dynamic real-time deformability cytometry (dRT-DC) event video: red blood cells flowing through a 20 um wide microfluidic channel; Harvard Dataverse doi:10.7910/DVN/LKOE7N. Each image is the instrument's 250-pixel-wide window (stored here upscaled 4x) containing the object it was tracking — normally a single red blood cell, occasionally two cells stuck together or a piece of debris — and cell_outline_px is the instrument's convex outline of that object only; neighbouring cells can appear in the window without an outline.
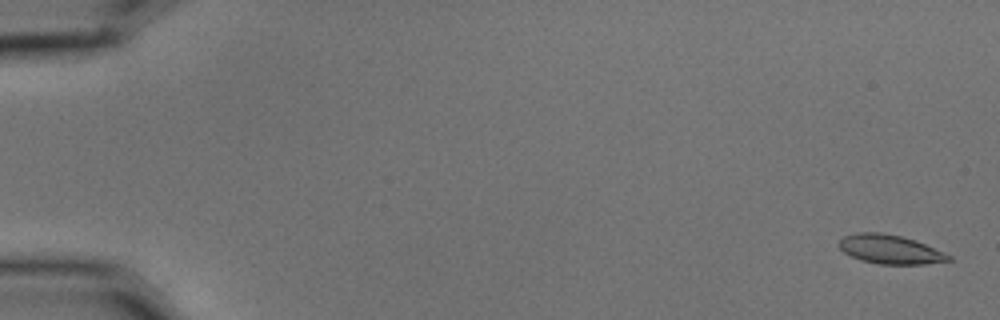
{"species": "common noctule bat (a hibernating species)", "species_latin": "Nyctalus noctula", "temperature_condition": "cold", "stored_images_in_passage": 5, "camera_frame_rate_fps": 3000, "um_per_image_px": 0.085, "animal": {"sex": "male", "body_mass_g": 15.6}, "frame": {"image": 1, "passage_image": 1, "time_ms": 0.0, "image_size_px": [1000, 320], "cell_outline_px": [[952, 260], [924, 264], [880, 264], [860, 260], [844, 252], [840, 248], [840, 240], [844, 236], [856, 232], [880, 232], [900, 236], [924, 244], [944, 252], [952, 256]], "centroid_in_image_um": [75.65, 21.2], "position_along_channel_um": 9.3, "area_um2": 18.26}}